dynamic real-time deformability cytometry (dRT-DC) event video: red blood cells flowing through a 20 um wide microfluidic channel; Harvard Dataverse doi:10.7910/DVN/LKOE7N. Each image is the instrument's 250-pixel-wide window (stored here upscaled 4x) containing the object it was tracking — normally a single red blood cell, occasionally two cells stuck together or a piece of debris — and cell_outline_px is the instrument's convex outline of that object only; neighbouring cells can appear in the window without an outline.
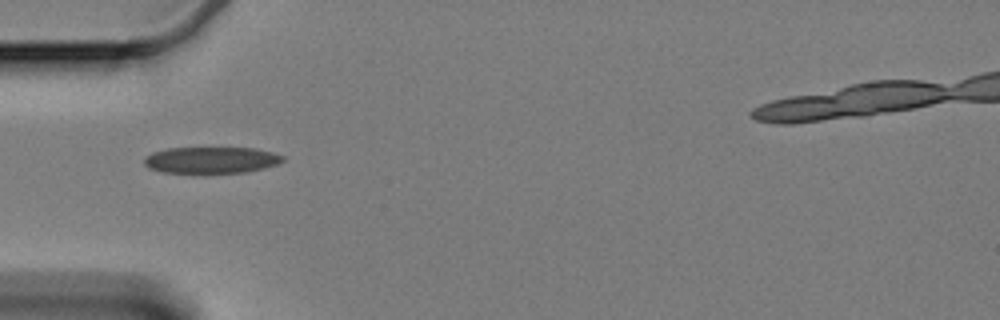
{"species": "Egyptian fruit bat (a non-hibernating species)", "species_latin": "Rousettus aegyptiacus", "temperature_condition": "cold", "stored_images_in_passage": 22, "camera_frame_rate_fps": 3000, "um_per_image_px": 0.085, "animal": {"sex": "female"}, "frame": {"image": 1, "passage_image": 1, "time_ms": 0.0, "image_size_px": [1000, 320], "cell_outline_px": [[288, 156], [284, 160], [276, 164], [264, 168], [244, 172], [164, 172], [148, 168], [144, 164], [144, 156], [152, 152], [168, 148], [256, 148]], "centroid_in_image_um": [17.97, 13.59], "position_along_channel_um": 67.0, "area_um2": 21.27}}
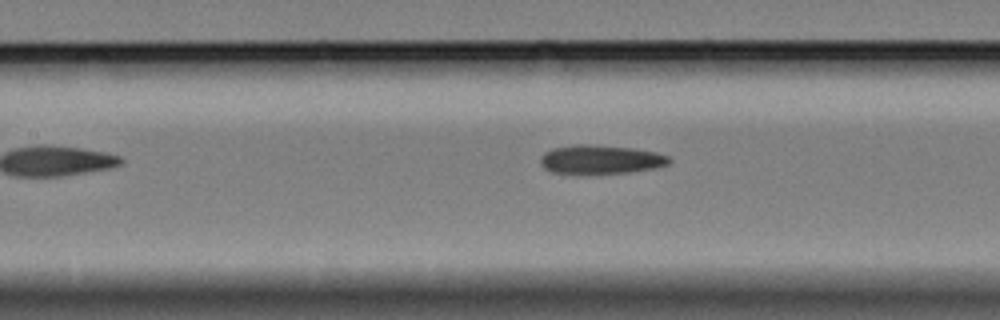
{"frame": {"image": 2, "passage_image": 9, "time_ms": 2.667, "image_size_px": [1000, 320], "cell_outline_px": [[672, 160], [668, 164], [656, 168], [628, 172], [552, 172], [544, 168], [540, 164], [540, 156], [544, 152], [552, 148], [576, 144], [584, 144], [632, 148], [656, 152], [668, 156]], "centroid_in_image_um": [51.05, 13.53], "position_along_channel_um": 156.3, "area_um2": 21.21}}
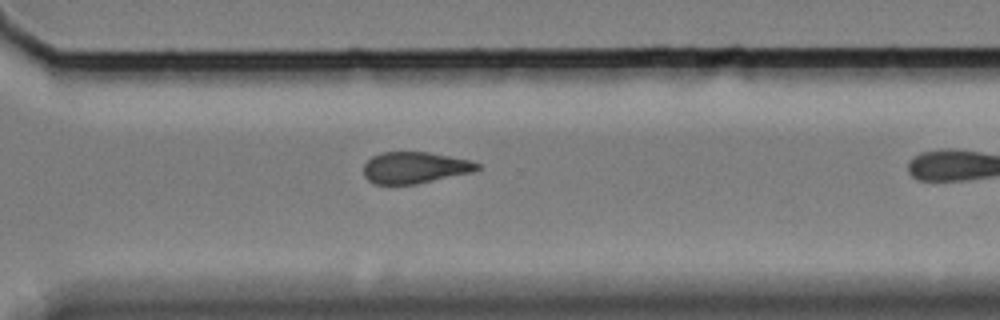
{"frame": {"image": 3, "passage_image": 21, "time_ms": 6.667, "image_size_px": [1000, 320], "cell_outline_px": [[480, 168], [472, 172], [416, 184], [372, 184], [364, 176], [364, 164], [372, 156], [380, 152], [428, 152], [472, 160], [480, 164]], "centroid_in_image_um": [35.25, 14.24], "position_along_channel_um": 335.4, "area_um2": 20.92}}